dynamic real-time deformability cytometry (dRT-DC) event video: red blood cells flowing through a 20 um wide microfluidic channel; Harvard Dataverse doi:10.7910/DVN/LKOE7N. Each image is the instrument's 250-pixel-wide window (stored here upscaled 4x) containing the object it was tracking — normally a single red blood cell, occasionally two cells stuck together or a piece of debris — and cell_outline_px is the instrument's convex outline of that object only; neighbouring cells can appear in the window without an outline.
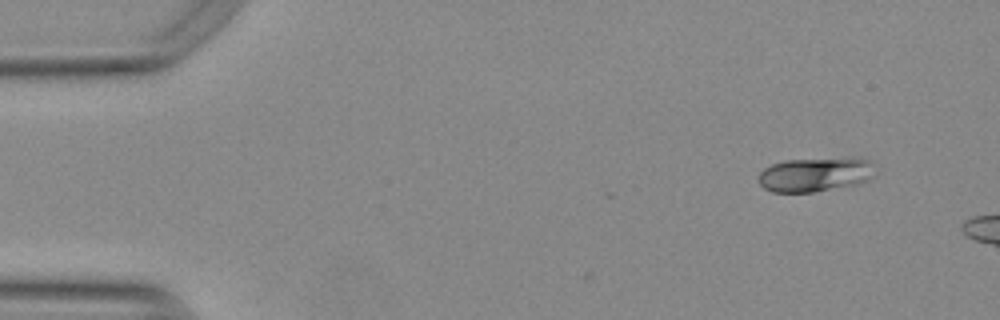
{"species": "Egyptian fruit bat (a non-hibernating species)", "species_latin": "Rousettus aegyptiacus", "temperature_condition": "warm", "stored_images_in_passage": 4, "camera_frame_rate_fps": 3000, "um_per_image_px": 0.085, "animal": {"sex": "female"}, "frame": {"image": 1, "passage_image": 1, "time_ms": 0.0, "image_size_px": [1000, 320], "cell_outline_px": [[872, 176], [868, 180], [860, 184], [812, 192], [772, 192], [764, 188], [760, 184], [760, 172], [764, 168], [772, 164], [784, 160], [852, 156], [868, 160]], "centroid_in_image_um": [69.27, 14.81], "position_along_channel_um": 15.7, "area_um2": 23.41}}